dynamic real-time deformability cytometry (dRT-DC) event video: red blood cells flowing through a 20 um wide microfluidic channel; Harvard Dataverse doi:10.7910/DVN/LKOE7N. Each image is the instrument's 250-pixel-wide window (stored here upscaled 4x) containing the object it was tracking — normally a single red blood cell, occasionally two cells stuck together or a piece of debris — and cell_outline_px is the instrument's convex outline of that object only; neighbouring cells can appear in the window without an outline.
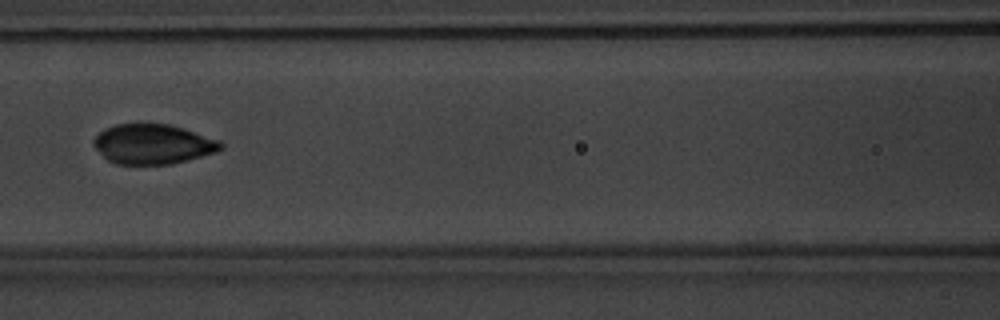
{"species": "common noctule bat (a hibernating species)", "species_latin": "Nyctalus noctula", "temperature_condition": "warm", "stored_images_in_passage": 10, "camera_frame_rate_fps": 3000, "um_per_image_px": 0.085, "animal": {"sex": "male", "body_mass_g": 20.1, "forearm_length_mm": 53.5}, "frame": {"image": 1, "passage_image": 7, "time_ms": 8.0, "image_size_px": [1000, 320], "cell_outline_px": [[224, 148], [216, 152], [168, 164], [116, 164], [108, 160], [92, 144], [92, 140], [104, 128], [116, 124], [136, 120], [168, 124], [184, 128], [220, 140], [224, 144]], "centroid_in_image_um": [12.97, 12.19], "position_along_channel_um": 153.6, "area_um2": 30.11}}
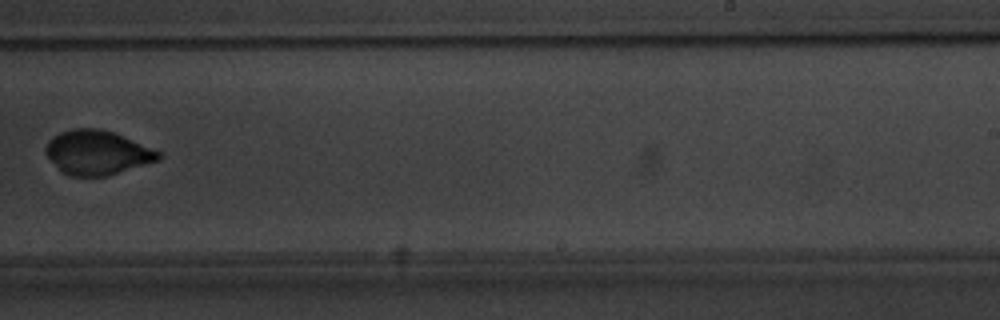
{"frame": {"image": 2, "passage_image": 10, "time_ms": 11.333, "image_size_px": [1000, 320], "cell_outline_px": [[164, 156], [160, 160], [108, 176], [72, 176], [60, 172], [44, 152], [44, 148], [48, 140], [52, 136], [60, 132], [72, 128], [100, 128], [112, 132], [160, 152]], "centroid_in_image_um": [8.22, 12.98], "position_along_channel_um": 280.8, "area_um2": 29.25}}